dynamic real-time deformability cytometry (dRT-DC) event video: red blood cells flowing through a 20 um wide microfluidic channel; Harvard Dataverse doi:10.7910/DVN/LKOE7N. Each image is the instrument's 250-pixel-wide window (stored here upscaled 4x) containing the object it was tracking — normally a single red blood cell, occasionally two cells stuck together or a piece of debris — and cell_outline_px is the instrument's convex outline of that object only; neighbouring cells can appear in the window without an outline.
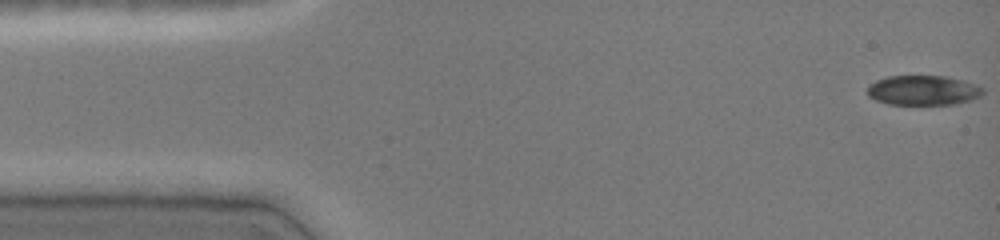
{"species": "common noctule bat (a hibernating species)", "species_latin": "Nyctalus noctula", "temperature_condition": "cold", "stored_images_in_passage": 47, "camera_frame_rate_fps": 3000, "um_per_image_px": 0.085, "animal": {"sex": "female", "body_mass_g": 19.0, "forearm_length_mm": 51.5}, "frame": {"image": 1, "passage_image": 1, "time_ms": 0.0, "image_size_px": [1000, 240], "cell_outline_px": [[984, 92], [980, 96], [972, 100], [956, 104], [888, 104], [876, 100], [868, 96], [868, 84], [876, 80], [888, 76], [948, 76], [976, 84], [984, 88]], "centroid_in_image_um": [78.48, 7.67], "position_along_channel_um": 6.5, "area_um2": 20.17}}
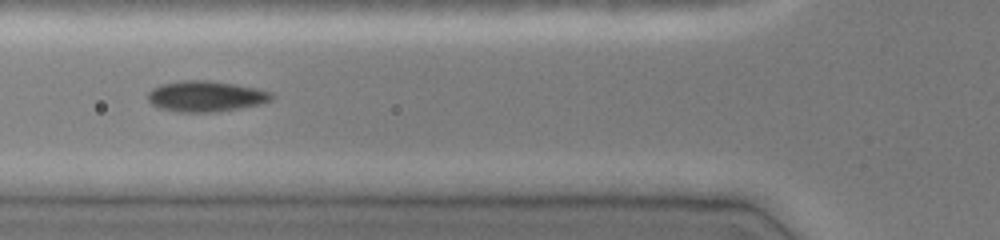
{"frame": {"image": 2, "passage_image": 17, "time_ms": 5.333, "image_size_px": [1000, 240], "cell_outline_px": [[276, 96], [272, 100], [260, 104], [240, 108], [216, 112], [176, 112], [160, 108], [152, 104], [148, 100], [148, 92], [152, 88], [160, 84], [184, 80], [208, 80], [236, 84], [256, 88], [272, 92]], "centroid_in_image_um": [17.51, 8.18], "position_along_channel_um": 108.3, "area_um2": 22.43}}
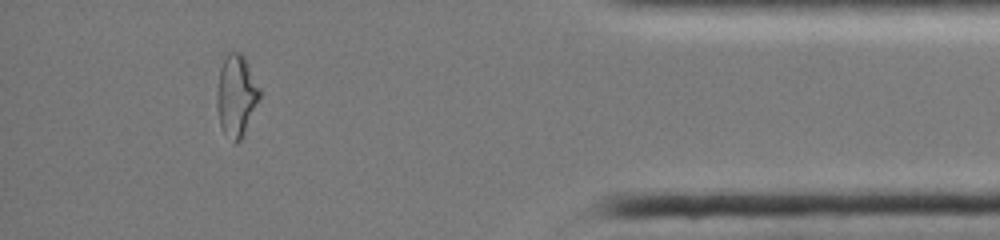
{"frame": {"image": 3, "passage_image": 42, "time_ms": 13.667, "image_size_px": [1000, 240], "cell_outline_px": [[260, 100], [244, 136], [236, 144], [232, 144], [224, 132], [220, 124], [216, 104], [216, 92], [220, 68], [224, 52], [240, 52], [244, 56], [260, 88]], "centroid_in_image_um": [20.08, 8.14], "position_along_channel_um": 415.1, "area_um2": 20.92}, "authors_computed_cell_mechanics": {"area_um2": 21.1548, "velocity_mm_per_s": 4.0799, "shape_relaxation_time_tau1_ms": null, "shape_relaxation_time_tau2_ms": 1.5315, "deformation_change_tau1": null, "deformation_change_tau2": 0.0454}}